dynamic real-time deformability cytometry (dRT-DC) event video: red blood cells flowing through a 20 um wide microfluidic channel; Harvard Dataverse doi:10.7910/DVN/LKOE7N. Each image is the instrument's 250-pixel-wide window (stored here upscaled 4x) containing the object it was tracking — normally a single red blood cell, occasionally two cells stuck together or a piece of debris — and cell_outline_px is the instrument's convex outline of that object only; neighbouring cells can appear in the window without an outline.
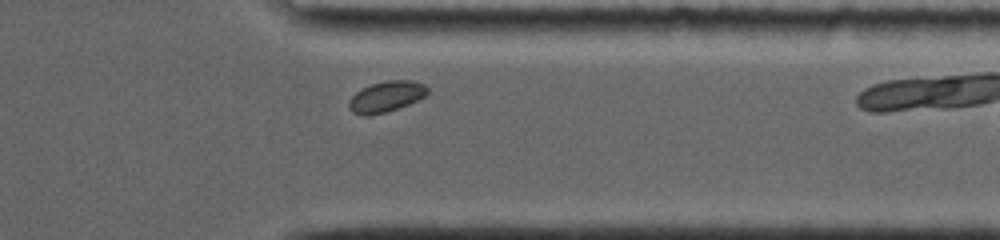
{"species": "common noctule bat (a hibernating species)", "species_latin": "Nyctalus noctula", "temperature_condition": "room temperature", "stored_images_in_passage": 12, "camera_frame_rate_fps": 4000, "um_per_image_px": 0.085, "animal": {"sex": "female", "body_mass_g": 19.0, "forearm_length_mm": 56.7}, "frame": {"image": 1, "passage_image": 9, "time_ms": 8.75, "image_size_px": [1000, 240], "cell_outline_px": [[428, 92], [424, 96], [408, 104], [388, 112], [368, 116], [364, 116], [352, 112], [348, 108], [348, 100], [356, 92], [372, 84], [388, 80], [412, 80], [424, 84], [428, 88]], "centroid_in_image_um": [32.8, 8.22], "position_along_channel_um": 378.6, "area_um2": 14.1}, "authors_computed_cell_mechanics": {"area_um2": 14.1899, "velocity_mm_per_s": 3.6524, "shape_relaxation_time_tau1_ms": 0.2788, "shape_relaxation_time_tau2_ms": null, "deformation_change_tau1": 0.0204, "deformation_change_tau2": null}}